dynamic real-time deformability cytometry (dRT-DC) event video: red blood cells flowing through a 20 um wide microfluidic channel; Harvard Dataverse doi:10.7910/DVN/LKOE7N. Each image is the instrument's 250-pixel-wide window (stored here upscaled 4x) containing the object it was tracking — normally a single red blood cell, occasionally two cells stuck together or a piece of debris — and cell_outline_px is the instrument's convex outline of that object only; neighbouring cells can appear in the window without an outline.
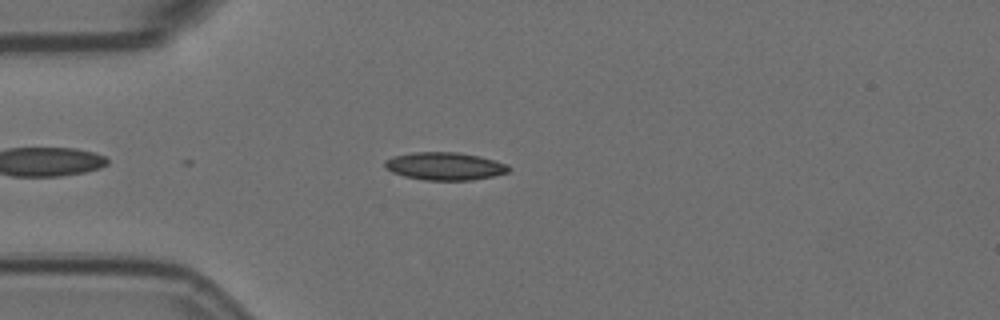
{"species": "Egyptian fruit bat (a non-hibernating species)", "species_latin": "Rousettus aegyptiacus", "temperature_condition": "room temperature", "stored_images_in_passage": 33, "camera_frame_rate_fps": 3000, "um_per_image_px": 0.085, "animal": {"sex": "female"}, "frame": {"image": 1, "passage_image": 7, "time_ms": 2.0, "image_size_px": [1000, 320], "cell_outline_px": [[512, 168], [508, 172], [492, 176], [472, 180], [424, 180], [404, 176], [392, 172], [384, 164], [384, 160], [392, 156], [412, 152], [460, 152], [508, 164]], "centroid_in_image_um": [37.79, 14.12], "position_along_channel_um": 47.2, "area_um2": 20.0}}
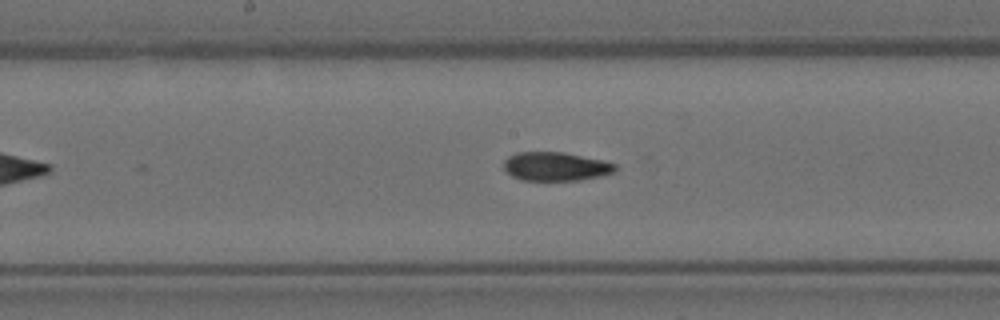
{"frame": {"image": 2, "passage_image": 21, "time_ms": 6.667, "image_size_px": [1000, 320], "cell_outline_px": [[616, 168], [612, 172], [600, 176], [580, 180], [520, 180], [512, 176], [504, 168], [504, 160], [508, 156], [516, 152], [564, 152], [600, 160], [616, 164]], "centroid_in_image_um": [47.19, 14.15], "position_along_channel_um": 201.0, "area_um2": 18.5}}
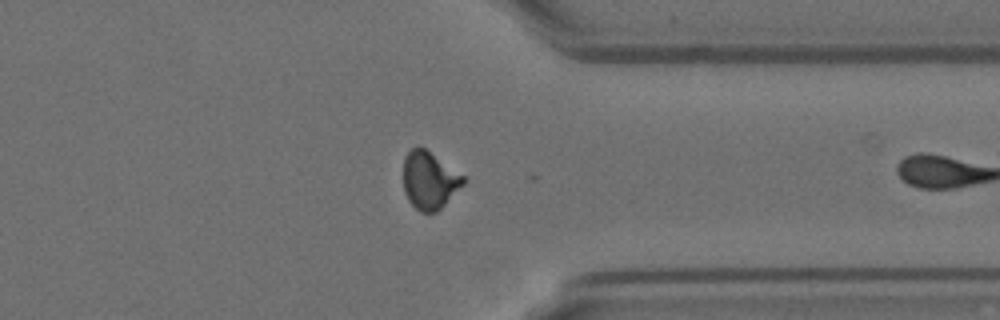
{"frame": {"image": 3, "passage_image": 32, "time_ms": 10.333, "image_size_px": [1000, 320], "cell_outline_px": [[464, 184], [436, 212], [420, 212], [408, 200], [404, 192], [404, 156], [416, 144], [424, 148], [464, 176]], "centroid_in_image_um": [36.47, 15.31], "position_along_channel_um": 374.9, "area_um2": 19.83}}